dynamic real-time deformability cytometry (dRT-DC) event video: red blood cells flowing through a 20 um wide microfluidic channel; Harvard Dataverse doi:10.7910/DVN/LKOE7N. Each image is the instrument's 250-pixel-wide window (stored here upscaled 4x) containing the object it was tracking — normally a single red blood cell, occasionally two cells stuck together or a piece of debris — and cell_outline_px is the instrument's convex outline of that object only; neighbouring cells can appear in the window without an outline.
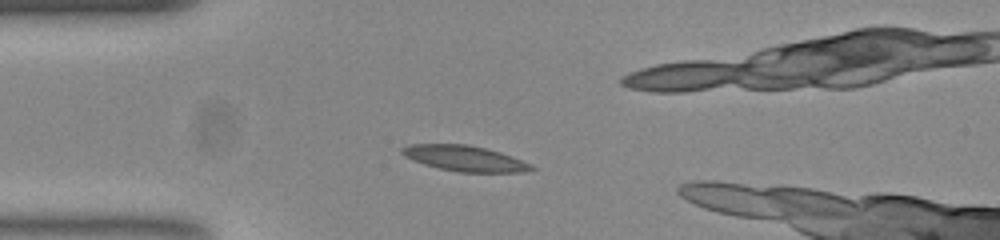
{"species": "common noctule bat (a hibernating species)", "species_latin": "Nyctalus noctula", "temperature_condition": "room temperature", "stored_images_in_passage": 49, "camera_frame_rate_fps": 3000, "um_per_image_px": 0.085, "animal": {"sex": "female", "body_mass_g": 23.0, "forearm_length_mm": 53.4}, "frame": {"image": 1, "passage_image": 9, "time_ms": 2.667, "image_size_px": [1000, 240], "cell_outline_px": [[536, 168], [520, 172], [460, 172], [440, 168], [424, 164], [404, 156], [400, 152], [400, 148], [408, 144], [468, 144], [500, 152], [520, 160]], "centroid_in_image_um": [39.42, 13.45], "position_along_channel_um": 45.6, "area_um2": 18.96}}
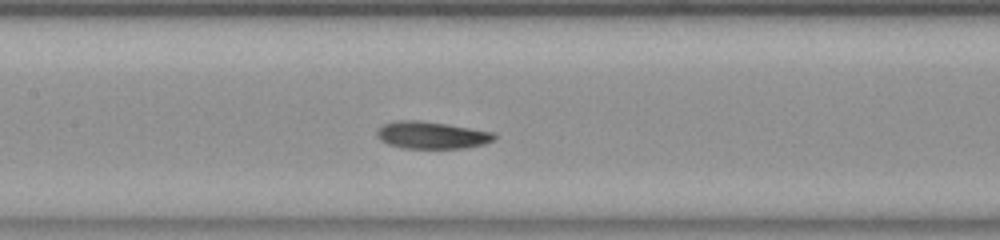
{"frame": {"image": 2, "passage_image": 20, "time_ms": 6.333, "image_size_px": [1000, 240], "cell_outline_px": [[496, 136], [492, 140], [484, 144], [464, 148], [404, 148], [388, 144], [380, 140], [376, 132], [384, 124], [396, 120], [420, 120], [448, 124], [492, 132]], "centroid_in_image_um": [36.67, 11.48], "position_along_channel_um": 170.7, "area_um2": 18.44}}
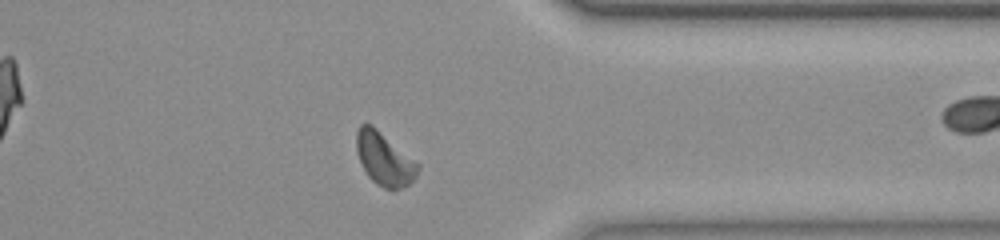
{"frame": {"image": 3, "passage_image": 37, "time_ms": 12.0, "image_size_px": [1000, 240], "cell_outline_px": [[420, 168], [416, 176], [408, 184], [392, 192], [376, 184], [368, 176], [356, 152], [356, 132], [360, 124], [372, 124], [420, 164]], "centroid_in_image_um": [32.67, 13.52], "position_along_channel_um": 378.7, "area_um2": 19.07}, "authors_computed_cell_mechanics": {"area_um2": 18.0914, "velocity_mm_per_s": 3.839, "shape_relaxation_time_tau1_ms": 4.3271, "shape_relaxation_time_tau2_ms": 5.08, "deformation_change_tau1": 0.1273, "deformation_change_tau2": 0.1066}}